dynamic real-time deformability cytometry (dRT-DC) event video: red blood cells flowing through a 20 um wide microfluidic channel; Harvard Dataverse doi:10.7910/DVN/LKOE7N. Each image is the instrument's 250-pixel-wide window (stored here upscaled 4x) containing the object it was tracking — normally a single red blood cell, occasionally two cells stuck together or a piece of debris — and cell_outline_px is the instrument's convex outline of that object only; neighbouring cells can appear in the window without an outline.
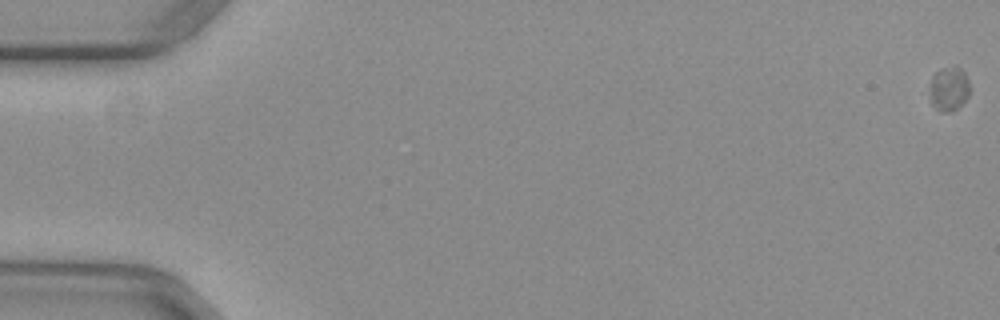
{"species": "common noctule bat (a hibernating species)", "species_latin": "Nyctalus noctula", "temperature_condition": "warm", "stored_images_in_passage": 55, "camera_frame_rate_fps": 3000, "um_per_image_px": 0.085, "animal": {"sex": "female", "body_mass_g": 29.2, "forearm_length_mm": 56.3}, "frame": {"image": 1, "passage_image": 1, "time_ms": 0.0, "image_size_px": [1000, 320], "cell_outline_px": [[968, 96], [952, 112], [940, 112], [936, 108], [932, 100], [932, 76], [940, 68], [956, 64], [964, 72], [968, 80]], "centroid_in_image_um": [80.69, 7.5], "position_along_channel_um": 4.3, "area_um2": 10.0}}
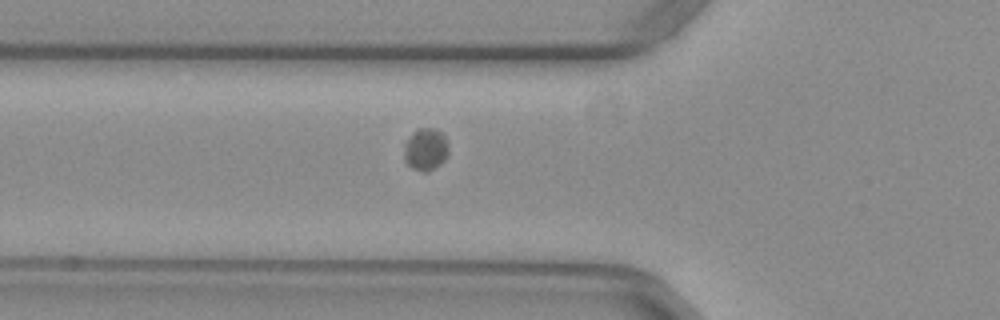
{"frame": {"image": 2, "passage_image": 21, "time_ms": 6.667, "image_size_px": [1000, 320], "cell_outline_px": [[448, 156], [440, 164], [428, 172], [424, 172], [412, 168], [404, 160], [404, 144], [416, 128], [432, 128], [444, 132], [448, 140]], "centroid_in_image_um": [36.21, 12.67], "position_along_channel_um": 89.6, "area_um2": 11.21}}
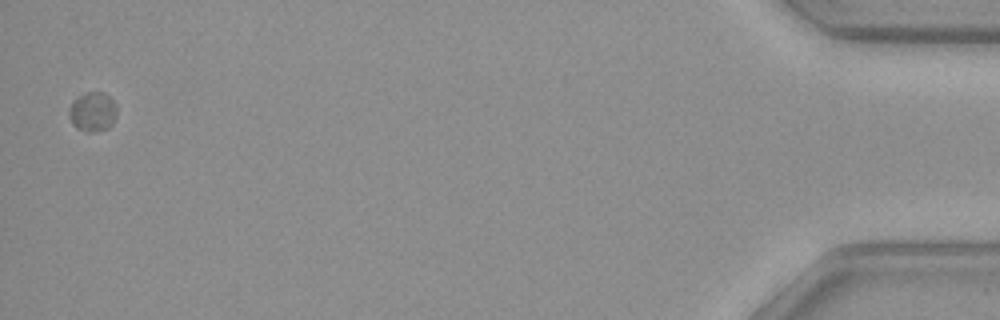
{"frame": {"image": 3, "passage_image": 54, "time_ms": 17.667, "image_size_px": [1000, 320], "cell_outline_px": [[116, 116], [112, 124], [108, 128], [92, 132], [88, 132], [76, 128], [72, 124], [68, 116], [68, 108], [84, 92], [104, 92], [116, 104]], "centroid_in_image_um": [7.87, 9.51], "position_along_channel_um": 427.3, "area_um2": 10.98}}